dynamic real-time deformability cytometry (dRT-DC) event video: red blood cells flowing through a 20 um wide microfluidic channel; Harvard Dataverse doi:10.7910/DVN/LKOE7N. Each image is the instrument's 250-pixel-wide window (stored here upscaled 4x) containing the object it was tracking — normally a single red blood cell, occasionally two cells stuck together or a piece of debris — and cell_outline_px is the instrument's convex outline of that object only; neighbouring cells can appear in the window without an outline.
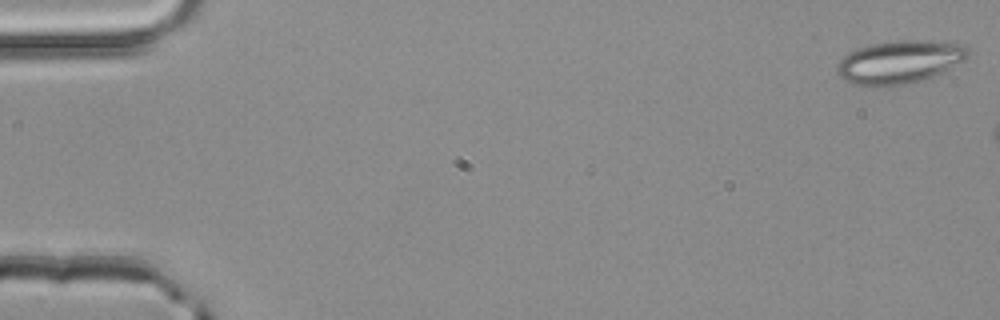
{"species": "common noctule bat (a hibernating species)", "species_latin": "Nyctalus noctula", "temperature_condition": "room temperature", "stored_images_in_passage": 3, "camera_frame_rate_fps": 3000, "um_per_image_px": 0.085, "animal": {"sex": "male", "body_mass_g": 20.4}, "frame": {"image": 1, "passage_image": 1, "time_ms": 0.0, "image_size_px": [1000, 320], "cell_outline_px": [[972, 52], [964, 60], [932, 76], [920, 80], [904, 84], [884, 88], [872, 88], [852, 84], [844, 80], [836, 72], [836, 64], [848, 52], [872, 44], [900, 40], [928, 40], [964, 44]], "centroid_in_image_um": [76.42, 5.29], "position_along_channel_um": 8.6, "area_um2": 33.18}}